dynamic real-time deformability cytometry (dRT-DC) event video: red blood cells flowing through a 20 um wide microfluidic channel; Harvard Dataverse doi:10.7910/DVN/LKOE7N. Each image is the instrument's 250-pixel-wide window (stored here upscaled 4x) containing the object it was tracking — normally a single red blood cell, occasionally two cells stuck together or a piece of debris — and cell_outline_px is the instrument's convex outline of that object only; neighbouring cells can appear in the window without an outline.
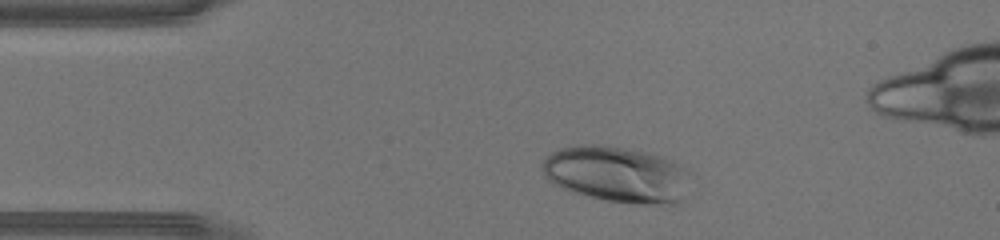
{"species": "human", "species_latin": "Homo sapiens", "temperature_condition": "warm", "stored_images_in_passage": 30, "camera_frame_rate_fps": 3000, "um_per_image_px": 0.085, "donor": {"sex": "male"}, "frame": {"image": 1, "passage_image": 3, "time_ms": 0.667, "image_size_px": [1000, 240], "cell_outline_px": [[688, 172], [680, 200], [672, 204], [640, 204], [608, 200], [588, 196], [572, 192], [552, 184], [544, 176], [540, 168], [540, 164], [552, 152], [560, 148], [580, 144], [596, 144], [624, 148], [648, 152], [672, 160], [680, 164]], "centroid_in_image_um": [52.34, 14.8], "position_along_channel_um": 32.7, "area_um2": 48.09}}
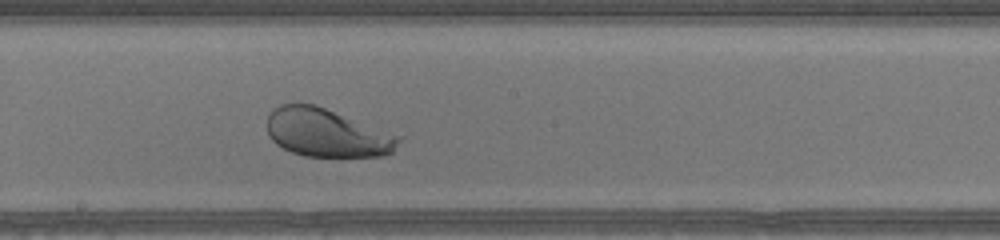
{"frame": {"image": 2, "passage_image": 18, "time_ms": 5.667, "image_size_px": [1000, 240], "cell_outline_px": [[404, 136], [392, 152], [384, 156], [304, 156], [292, 152], [276, 144], [268, 136], [268, 116], [272, 108], [280, 104], [316, 104]], "centroid_in_image_um": [27.82, 11.28], "position_along_channel_um": 220.4, "area_um2": 37.4}}
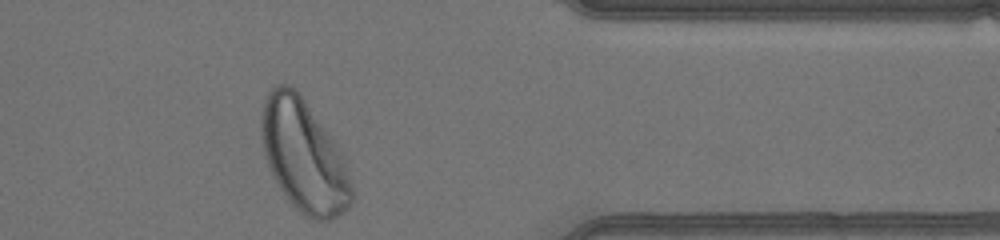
{"frame": {"image": 3, "passage_image": 30, "time_ms": 9.667, "image_size_px": [1000, 240], "cell_outline_px": [[352, 200], [348, 208], [336, 216], [328, 220], [312, 220], [300, 212], [292, 204], [280, 188], [268, 168], [260, 136], [260, 116], [264, 96], [272, 84], [288, 84], [300, 92], [336, 140], [352, 188]], "centroid_in_image_um": [25.77, 13.17], "position_along_channel_um": 385.6, "area_um2": 59.53}}